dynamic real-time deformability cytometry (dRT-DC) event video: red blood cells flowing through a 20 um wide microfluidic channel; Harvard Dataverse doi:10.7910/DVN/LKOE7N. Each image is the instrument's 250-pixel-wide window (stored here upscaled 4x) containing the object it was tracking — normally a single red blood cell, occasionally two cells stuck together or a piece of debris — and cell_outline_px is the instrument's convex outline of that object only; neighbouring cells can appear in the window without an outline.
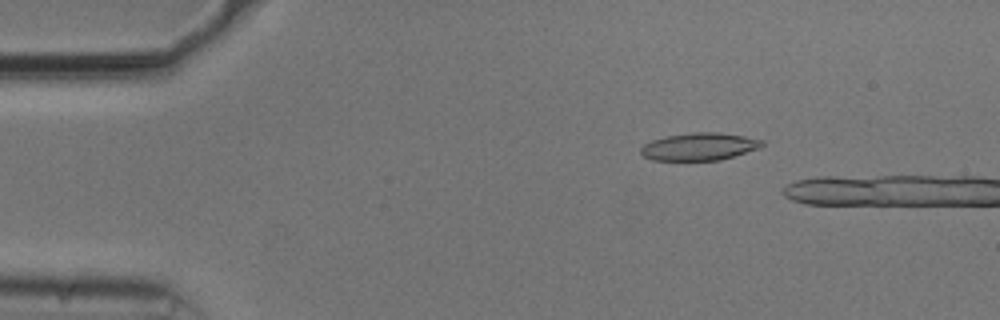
{"species": "common noctule bat (a hibernating species)", "species_latin": "Nyctalus noctula", "temperature_condition": "cold", "stored_images_in_passage": 10, "camera_frame_rate_fps": 3000, "um_per_image_px": 0.085, "animal": {"sex": "male", "body_mass_g": 20.5, "forearm_length_mm": 52.5}, "frame": {"image": 1, "passage_image": 7, "time_ms": 2.0, "image_size_px": [1000, 320], "cell_outline_px": [[764, 144], [760, 148], [720, 160], [652, 160], [644, 156], [640, 152], [640, 148], [644, 144], [652, 140], [668, 136], [692, 132], [716, 132], [744, 136], [764, 140]], "centroid_in_image_um": [59.45, 12.46], "position_along_channel_um": 25.5, "area_um2": 19.36}}